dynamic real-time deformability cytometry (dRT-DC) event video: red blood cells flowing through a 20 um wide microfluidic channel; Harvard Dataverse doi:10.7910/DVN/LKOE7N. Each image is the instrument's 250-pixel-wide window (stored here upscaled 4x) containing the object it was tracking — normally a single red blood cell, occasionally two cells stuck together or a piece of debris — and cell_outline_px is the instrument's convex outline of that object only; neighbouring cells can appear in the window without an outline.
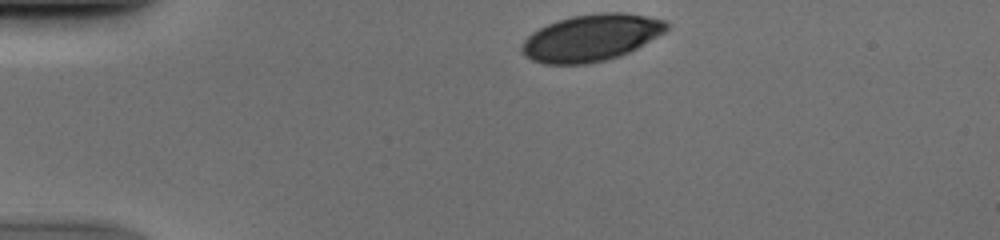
{"species": "human", "species_latin": "Homo sapiens", "temperature_condition": "cold", "stored_images_in_passage": 42, "camera_frame_rate_fps": 3000, "um_per_image_px": 0.085, "donor": {"sex": "male"}, "frame": {"image": 1, "passage_image": 1, "time_ms": 0.0, "image_size_px": [1000, 240], "cell_outline_px": [[668, 28], [664, 32], [636, 48], [620, 56], [608, 60], [588, 64], [544, 64], [532, 60], [520, 48], [524, 40], [532, 32], [548, 24], [572, 16], [600, 12], [624, 12], [668, 20]], "centroid_in_image_um": [50.27, 3.2], "position_along_channel_um": 34.7, "area_um2": 39.3}}
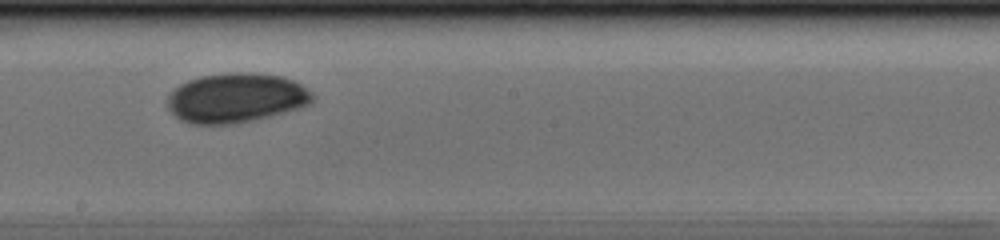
{"frame": {"image": 2, "passage_image": 20, "time_ms": 6.333, "image_size_px": [1000, 240], "cell_outline_px": [[316, 100], [312, 104], [300, 108], [252, 120], [232, 124], [192, 124], [180, 120], [168, 108], [168, 96], [180, 84], [188, 80], [200, 76], [228, 72], [252, 72], [280, 76], [292, 80], [300, 84], [312, 92], [316, 96]], "centroid_in_image_um": [20.1, 8.31], "position_along_channel_um": 228.1, "area_um2": 42.02}}
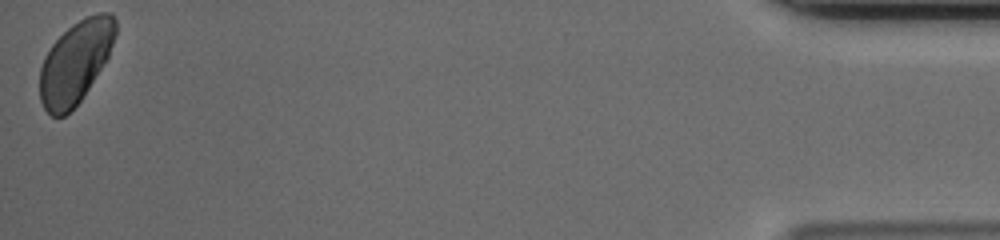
{"frame": {"image": 3, "passage_image": 42, "time_ms": 13.667, "image_size_px": [1000, 240], "cell_outline_px": [[116, 32], [108, 56], [88, 88], [80, 100], [64, 116], [52, 116], [44, 108], [40, 100], [40, 68], [44, 56], [52, 44], [72, 24], [96, 12], [112, 12], [116, 20]], "centroid_in_image_um": [6.41, 5.26], "position_along_channel_um": 428.8, "area_um2": 35.84}}